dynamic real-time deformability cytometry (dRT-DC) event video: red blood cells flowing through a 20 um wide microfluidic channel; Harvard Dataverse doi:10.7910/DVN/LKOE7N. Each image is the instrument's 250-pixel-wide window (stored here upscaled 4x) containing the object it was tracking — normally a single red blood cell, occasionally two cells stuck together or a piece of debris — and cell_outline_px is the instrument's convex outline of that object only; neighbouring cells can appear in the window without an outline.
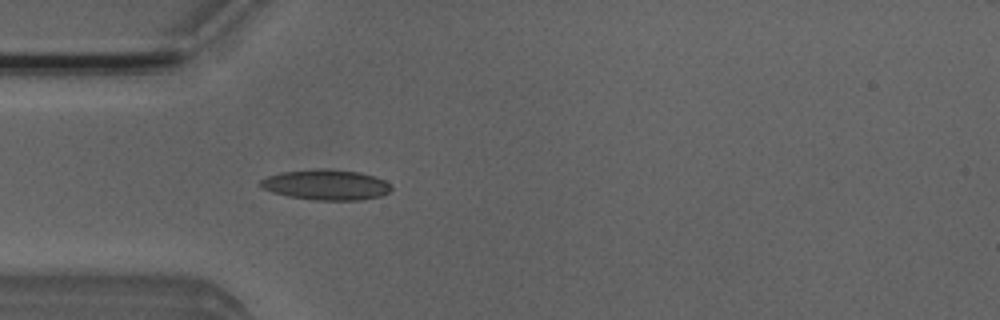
{"species": "Egyptian fruit bat (a non-hibernating species)", "species_latin": "Rousettus aegyptiacus", "temperature_condition": "room temperature", "stored_images_in_passage": 3, "camera_frame_rate_fps": 3000, "um_per_image_px": 0.085, "animal": {"sex": "male"}, "frame": {"image": 1, "passage_image": 3, "time_ms": 3.0, "image_size_px": [1000, 320], "cell_outline_px": [[392, 188], [388, 192], [380, 196], [360, 200], [312, 200], [288, 196], [272, 192], [264, 188], [260, 184], [260, 180], [268, 176], [280, 172], [320, 168], [324, 168], [360, 172], [384, 180]], "centroid_in_image_um": [27.7, 15.7], "position_along_channel_um": 57.3, "area_um2": 23.06}}